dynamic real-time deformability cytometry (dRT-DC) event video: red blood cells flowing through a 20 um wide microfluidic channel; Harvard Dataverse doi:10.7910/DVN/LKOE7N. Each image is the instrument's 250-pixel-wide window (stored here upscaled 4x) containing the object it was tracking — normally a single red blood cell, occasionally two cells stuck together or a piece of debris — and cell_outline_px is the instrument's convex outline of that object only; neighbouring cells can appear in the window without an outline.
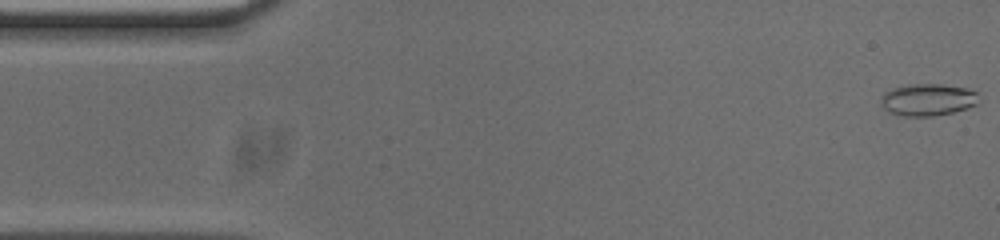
{"species": "common noctule bat (a hibernating species)", "species_latin": "Nyctalus noctula", "temperature_condition": "cold", "stored_images_in_passage": 53, "camera_frame_rate_fps": 3000, "um_per_image_px": 0.085, "animal": {"sex": "male", "body_mass_g": 20.0, "forearm_length_mm": 53.3}, "frame": {"image": 1, "passage_image": 1, "time_ms": 0.0, "image_size_px": [1000, 240], "cell_outline_px": [[976, 104], [968, 108], [952, 112], [932, 116], [900, 116], [888, 112], [880, 104], [880, 96], [884, 92], [892, 88], [908, 84], [940, 84], [968, 88], [976, 92]], "centroid_in_image_um": [78.79, 8.47], "position_along_channel_um": 6.2, "area_um2": 18.38}}
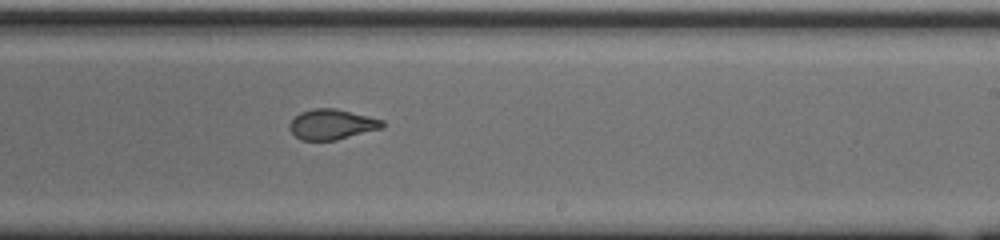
{"frame": {"image": 2, "passage_image": 31, "time_ms": 10.0, "image_size_px": [1000, 240], "cell_outline_px": [[384, 128], [336, 140], [300, 140], [288, 128], [288, 124], [300, 112], [312, 108], [336, 108], [384, 120]], "centroid_in_image_um": [28.21, 10.57], "position_along_channel_um": 260.8, "area_um2": 16.47}}
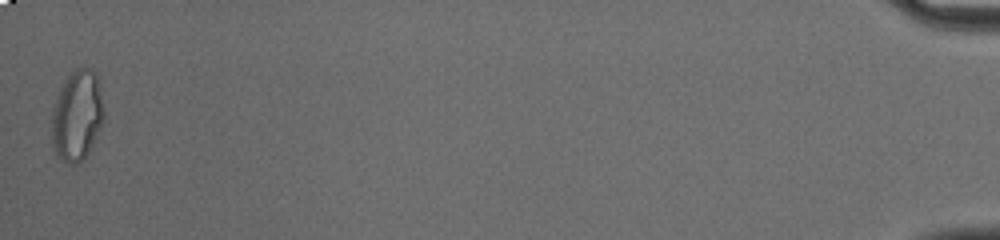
{"frame": {"image": 3, "passage_image": 53, "time_ms": 17.333, "image_size_px": [1000, 240], "cell_outline_px": [[104, 116], [100, 128], [88, 152], [76, 164], [68, 164], [56, 156], [52, 144], [52, 108], [56, 96], [68, 72], [84, 64], [92, 68], [96, 72], [104, 112]], "centroid_in_image_um": [6.52, 9.76], "position_along_channel_um": 428.7, "area_um2": 27.8}, "authors_computed_cell_mechanics": {"area_um2": 17.4556, "velocity_mm_per_s": 3.7537, "shape_relaxation_time_tau1_ms": 8.2127, "shape_relaxation_time_tau2_ms": 1.2307, "deformation_change_tau1": 0.2194, "deformation_change_tau2": 0.0759}}